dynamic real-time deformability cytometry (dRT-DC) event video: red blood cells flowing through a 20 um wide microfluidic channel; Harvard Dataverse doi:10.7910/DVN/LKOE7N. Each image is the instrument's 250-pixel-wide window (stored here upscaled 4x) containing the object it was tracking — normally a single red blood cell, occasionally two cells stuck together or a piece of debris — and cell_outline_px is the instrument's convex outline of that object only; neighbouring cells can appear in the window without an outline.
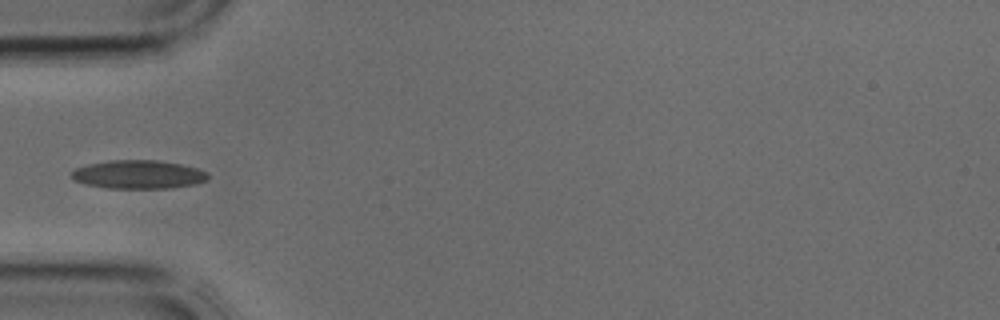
{"species": "common noctule bat (a hibernating species)", "species_latin": "Nyctalus noctula", "temperature_condition": "cold", "stored_images_in_passage": 1, "camera_frame_rate_fps": 3000, "um_per_image_px": 0.085, "animal": {"sex": "male", "body_mass_g": 17.9, "forearm_length_mm": 54.2}, "frame": {"image": 1, "passage_image": 1, "time_ms": 0.0, "image_size_px": [1000, 320], "cell_outline_px": [[208, 180], [196, 184], [172, 188], [104, 188], [84, 184], [72, 180], [72, 172], [76, 168], [88, 164], [108, 160], [156, 160], [180, 164], [196, 168], [208, 172]], "centroid_in_image_um": [11.76, 14.84], "position_along_channel_um": 73.2, "area_um2": 22.83}}